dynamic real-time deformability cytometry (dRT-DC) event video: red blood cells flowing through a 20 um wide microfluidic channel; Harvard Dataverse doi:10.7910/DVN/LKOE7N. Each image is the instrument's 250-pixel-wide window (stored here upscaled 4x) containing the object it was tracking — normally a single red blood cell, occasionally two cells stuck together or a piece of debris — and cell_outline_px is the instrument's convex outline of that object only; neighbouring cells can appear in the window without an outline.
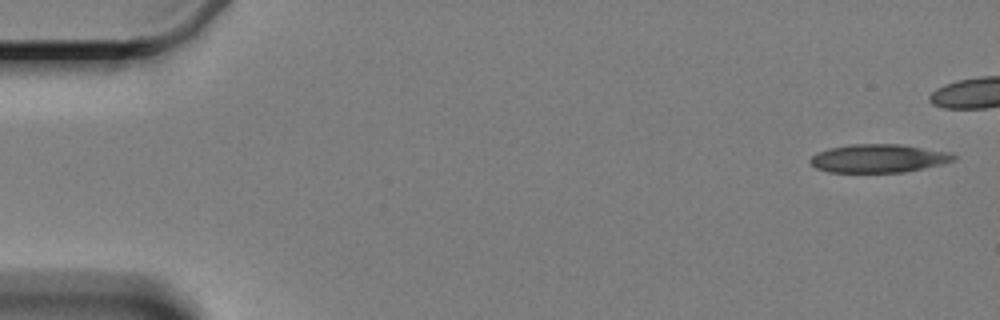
{"species": "Egyptian fruit bat (a non-hibernating species)", "species_latin": "Rousettus aegyptiacus", "temperature_condition": "cold", "stored_images_in_passage": 5, "camera_frame_rate_fps": 3000, "um_per_image_px": 0.085, "animal": {"sex": "female"}, "frame": {"image": 1, "passage_image": 1, "time_ms": 0.0, "image_size_px": [1000, 320], "cell_outline_px": [[956, 160], [944, 164], [904, 172], [828, 172], [816, 168], [808, 160], [816, 152], [828, 148], [852, 144], [900, 144], [952, 152], [956, 156]], "centroid_in_image_um": [74.7, 13.46], "position_along_channel_um": 10.3, "area_um2": 23.93}}